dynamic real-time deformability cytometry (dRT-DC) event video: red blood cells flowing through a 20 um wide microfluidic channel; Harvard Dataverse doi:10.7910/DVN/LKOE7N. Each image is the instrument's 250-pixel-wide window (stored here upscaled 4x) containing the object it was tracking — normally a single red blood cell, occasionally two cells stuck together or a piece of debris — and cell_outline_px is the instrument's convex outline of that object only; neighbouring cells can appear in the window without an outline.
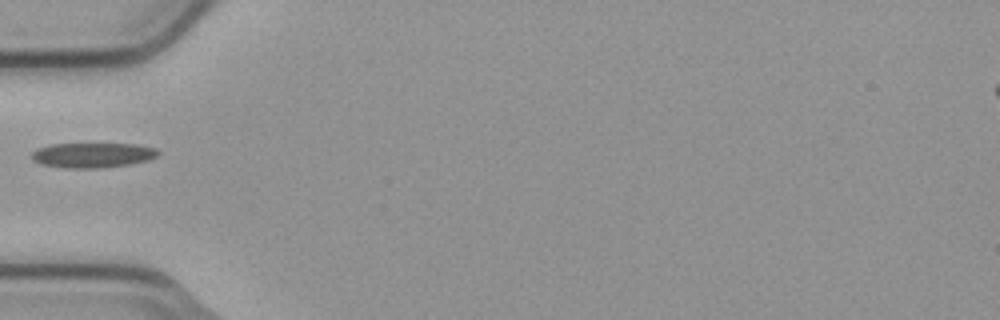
{"species": "common noctule bat (a hibernating species)", "species_latin": "Nyctalus noctula", "temperature_condition": "cold", "stored_images_in_passage": 5, "camera_frame_rate_fps": 3000, "um_per_image_px": 0.085, "animal": {"sex": "male", "body_mass_g": 23.1, "forearm_length_mm": 52.7}, "frame": {"image": 1, "passage_image": 1, "time_ms": 0.0, "image_size_px": [1000, 320], "cell_outline_px": [[160, 152], [156, 156], [148, 160], [128, 164], [100, 168], [64, 168], [40, 164], [32, 160], [32, 152], [36, 148], [52, 144], [136, 144], [156, 148]], "centroid_in_image_um": [7.84, 13.19], "position_along_channel_um": 77.2, "area_um2": 18.38}}
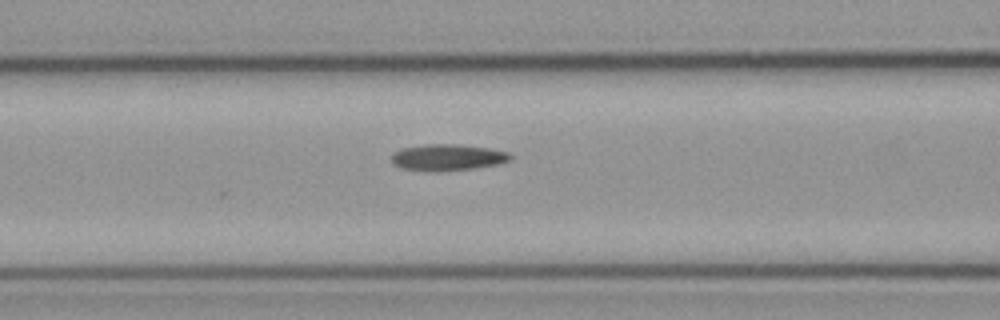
{"frame": {"image": 2, "passage_image": 5, "time_ms": 1.333, "image_size_px": [1000, 320], "cell_outline_px": [[512, 160], [500, 164], [476, 168], [440, 172], [428, 172], [400, 168], [392, 164], [392, 156], [400, 148], [424, 144], [460, 144], [488, 148], [508, 152], [512, 156]], "centroid_in_image_um": [38.05, 13.39], "position_along_channel_um": 128.6, "area_um2": 18.73}}